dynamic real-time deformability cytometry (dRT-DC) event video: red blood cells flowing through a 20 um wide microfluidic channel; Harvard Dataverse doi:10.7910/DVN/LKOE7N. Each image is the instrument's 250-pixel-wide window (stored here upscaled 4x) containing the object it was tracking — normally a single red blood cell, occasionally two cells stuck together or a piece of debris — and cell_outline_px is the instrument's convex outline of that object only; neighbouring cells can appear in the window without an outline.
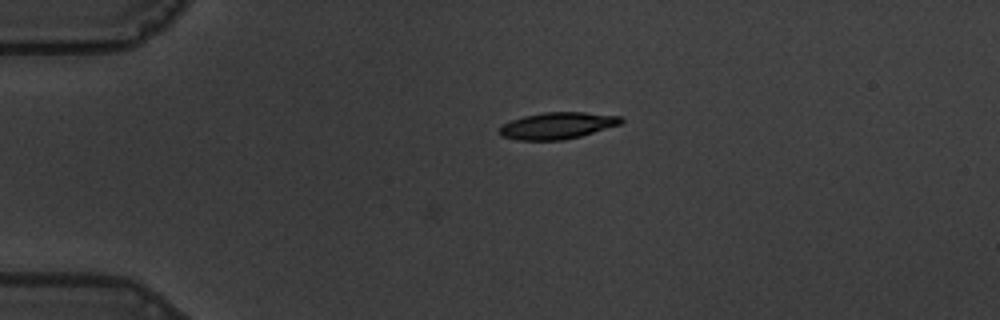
{"species": "common noctule bat (a hibernating species)", "species_latin": "Nyctalus noctula", "temperature_condition": "warm", "stored_images_in_passage": 3, "camera_frame_rate_fps": 3000, "um_per_image_px": 0.085, "animal": {"sex": "male", "body_mass_g": 19.5, "forearm_length_mm": 54.6}, "frame": {"image": 1, "passage_image": 3, "time_ms": 0.667, "image_size_px": [1000, 320], "cell_outline_px": [[624, 120], [620, 124], [580, 136], [564, 140], [516, 140], [500, 136], [496, 132], [504, 124], [512, 120], [524, 116], [544, 112], [584, 112], [620, 116]], "centroid_in_image_um": [47.34, 10.68], "position_along_channel_um": 37.7, "area_um2": 18.84}}